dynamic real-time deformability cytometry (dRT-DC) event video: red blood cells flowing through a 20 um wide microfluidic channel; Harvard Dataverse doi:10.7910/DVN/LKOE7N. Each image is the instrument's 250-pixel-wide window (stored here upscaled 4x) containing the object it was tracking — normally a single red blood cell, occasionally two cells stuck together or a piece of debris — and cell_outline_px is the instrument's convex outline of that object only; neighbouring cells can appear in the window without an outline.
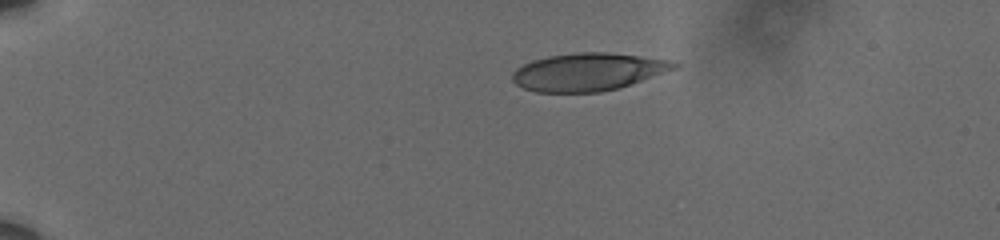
{"species": "human", "species_latin": "Homo sapiens", "temperature_condition": "cold", "stored_images_in_passage": 47, "camera_frame_rate_fps": 3000, "um_per_image_px": 0.085, "donor": {"sex": "male"}, "frame": {"image": 1, "passage_image": 1, "time_ms": 0.0, "image_size_px": [1000, 240], "cell_outline_px": [[680, 64], [676, 68], [620, 88], [600, 92], [536, 92], [524, 88], [516, 84], [512, 80], [512, 72], [516, 68], [532, 60], [548, 56], [576, 52], [608, 52], [640, 56], [668, 60]], "centroid_in_image_um": [49.96, 6.11], "position_along_channel_um": 35.0, "area_um2": 35.49}}
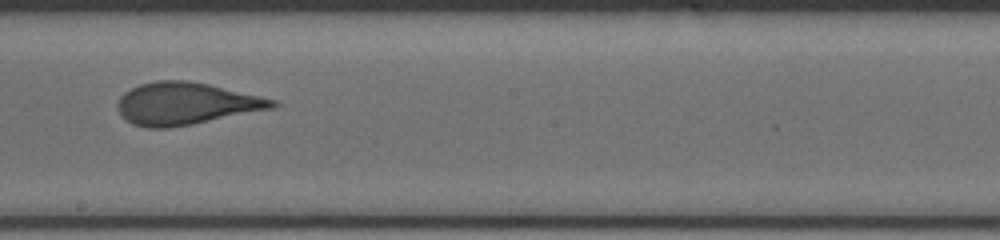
{"frame": {"image": 2, "passage_image": 24, "time_ms": 7.667, "image_size_px": [1000, 240], "cell_outline_px": [[280, 104], [272, 108], [192, 124], [168, 128], [148, 128], [132, 124], [120, 112], [120, 96], [124, 92], [140, 84], [156, 80], [188, 80], [208, 84], [260, 96], [276, 100]], "centroid_in_image_um": [15.81, 8.8], "position_along_channel_um": 232.4, "area_um2": 37.51}}
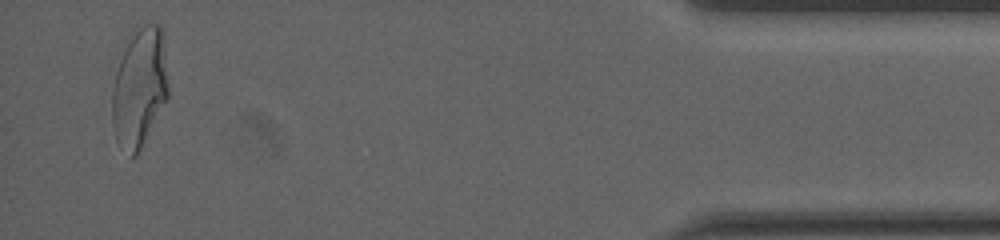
{"frame": {"image": 3, "passage_image": 45, "time_ms": 14.667, "image_size_px": [1000, 240], "cell_outline_px": [[168, 96], [136, 156], [132, 160], [116, 140], [112, 120], [112, 92], [116, 72], [120, 60], [132, 28], [136, 24], [160, 24], [164, 32], [168, 84]], "centroid_in_image_um": [11.86, 7.37], "position_along_channel_um": 423.3, "area_um2": 39.3}, "authors_computed_cell_mechanics": {"area_um2": 37.4544, "velocity_mm_per_s": 3.6085, "shape_relaxation_time_tau1_ms": 10.2998, "shape_relaxation_time_tau2_ms": 0.9346, "deformation_change_tau1": 0.2678, "deformation_change_tau2": 0.0873}}